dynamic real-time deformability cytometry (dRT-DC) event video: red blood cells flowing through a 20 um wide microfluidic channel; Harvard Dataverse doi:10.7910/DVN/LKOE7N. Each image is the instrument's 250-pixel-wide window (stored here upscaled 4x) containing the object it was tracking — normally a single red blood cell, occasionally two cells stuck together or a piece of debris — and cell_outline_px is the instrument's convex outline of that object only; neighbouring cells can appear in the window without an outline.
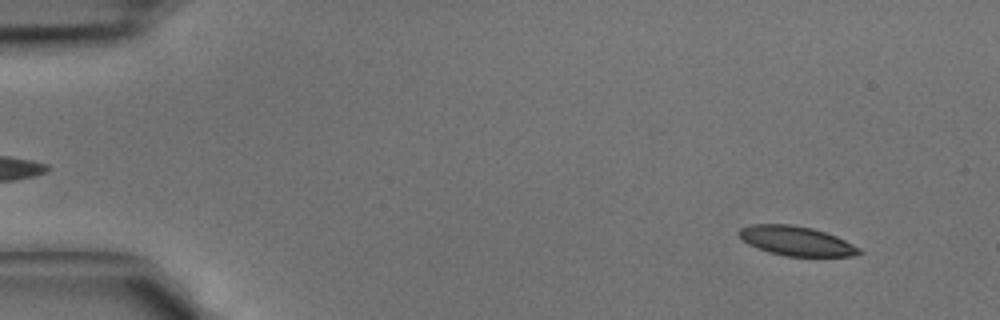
{"species": "common noctule bat (a hibernating species)", "species_latin": "Nyctalus noctula", "temperature_condition": "cold", "stored_images_in_passage": 42, "camera_frame_rate_fps": 3000, "um_per_image_px": 0.085, "animal": {"sex": "male", "body_mass_g": 15.6}, "frame": {"image": 1, "passage_image": 3, "time_ms": 0.667, "image_size_px": [1000, 320], "cell_outline_px": [[864, 252], [856, 256], [784, 256], [768, 252], [756, 248], [748, 244], [736, 232], [740, 228], [752, 224], [792, 224], [812, 228], [836, 236], [860, 248]], "centroid_in_image_um": [67.68, 20.48], "position_along_channel_um": 17.3, "area_um2": 20.69}}
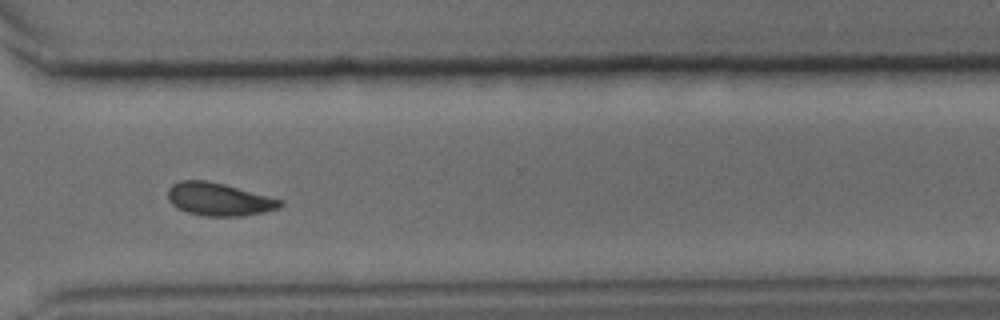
{"frame": {"image": 2, "passage_image": 31, "time_ms": 10.0, "image_size_px": [1000, 320], "cell_outline_px": [[284, 204], [280, 208], [264, 212], [244, 216], [204, 216], [188, 212], [176, 208], [168, 200], [168, 188], [172, 184], [180, 180], [208, 180], [224, 184], [284, 200]], "centroid_in_image_um": [18.61, 16.94], "position_along_channel_um": 352.0, "area_um2": 21.73}}
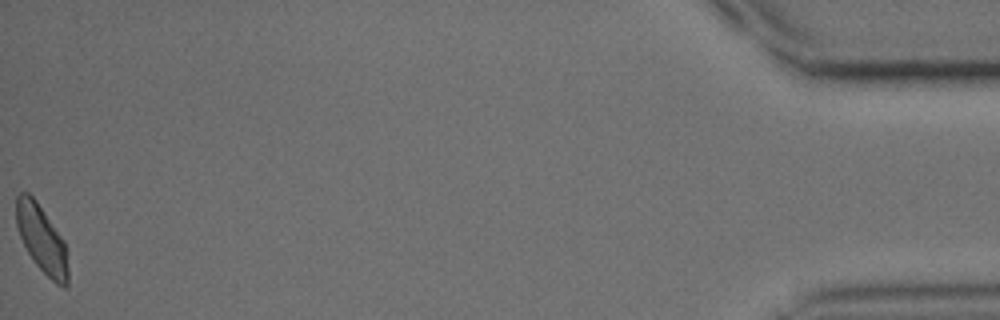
{"frame": {"image": 3, "passage_image": 42, "time_ms": 13.667, "image_size_px": [1000, 320], "cell_outline_px": [[68, 288], [64, 288], [56, 284], [32, 260], [20, 236], [16, 224], [16, 196], [20, 192], [28, 192], [36, 200], [64, 240], [68, 268]], "centroid_in_image_um": [3.55, 20.33], "position_along_channel_um": 431.7, "area_um2": 20.29}}